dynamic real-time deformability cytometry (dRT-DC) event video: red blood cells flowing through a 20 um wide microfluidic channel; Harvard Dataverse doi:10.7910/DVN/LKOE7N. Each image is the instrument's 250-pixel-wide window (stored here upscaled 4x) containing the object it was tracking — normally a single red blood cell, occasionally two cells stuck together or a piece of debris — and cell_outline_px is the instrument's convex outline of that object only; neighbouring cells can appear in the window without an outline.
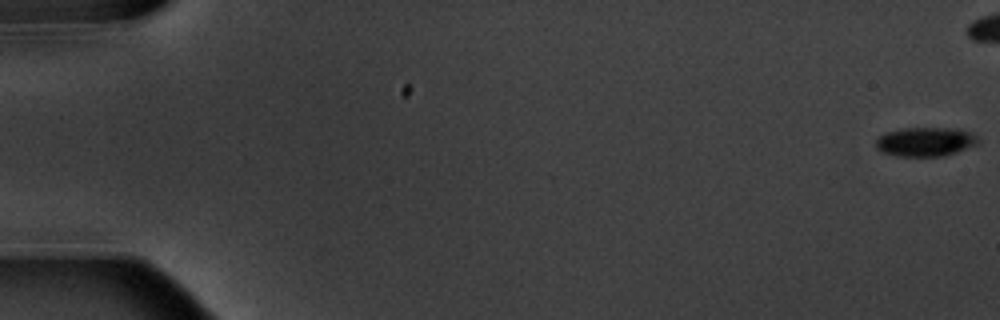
{"species": "common noctule bat (a hibernating species)", "species_latin": "Nyctalus noctula", "temperature_condition": "warm", "stored_images_in_passage": 7, "camera_frame_rate_fps": 3000, "um_per_image_px": 0.085, "animal": {"sex": "male", "body_mass_g": 20.1, "forearm_length_mm": 53.5}, "frame": {"image": 1, "passage_image": 1, "time_ms": 0.0, "image_size_px": [1000, 320], "cell_outline_px": [[980, 140], [976, 144], [956, 152], [944, 156], [896, 156], [884, 152], [876, 148], [876, 140], [880, 136], [888, 132], [904, 128], [948, 128], [972, 132]], "centroid_in_image_um": [78.66, 12.05], "position_along_channel_um": 6.3, "area_um2": 17.11}}
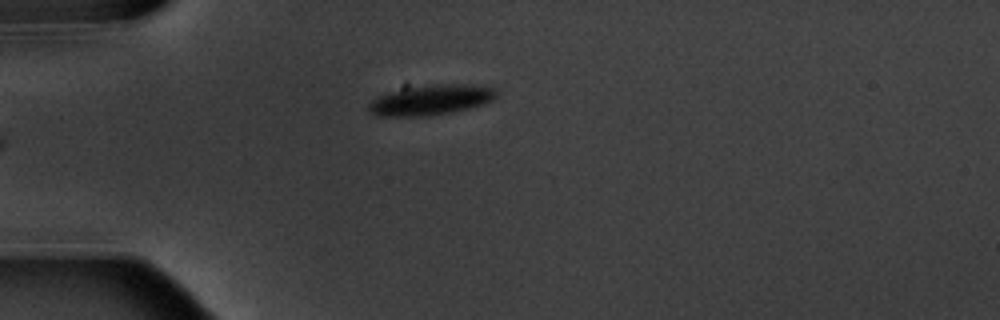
{"frame": {"image": 2, "passage_image": 7, "time_ms": 7.0, "image_size_px": [1000, 320], "cell_outline_px": [[500, 96], [484, 104], [452, 112], [428, 116], [376, 116], [368, 108], [368, 104], [372, 100], [388, 92], [400, 88], [436, 84], [464, 84], [496, 88], [500, 92]], "centroid_in_image_um": [36.67, 8.49], "position_along_channel_um": 48.3, "area_um2": 22.66}}